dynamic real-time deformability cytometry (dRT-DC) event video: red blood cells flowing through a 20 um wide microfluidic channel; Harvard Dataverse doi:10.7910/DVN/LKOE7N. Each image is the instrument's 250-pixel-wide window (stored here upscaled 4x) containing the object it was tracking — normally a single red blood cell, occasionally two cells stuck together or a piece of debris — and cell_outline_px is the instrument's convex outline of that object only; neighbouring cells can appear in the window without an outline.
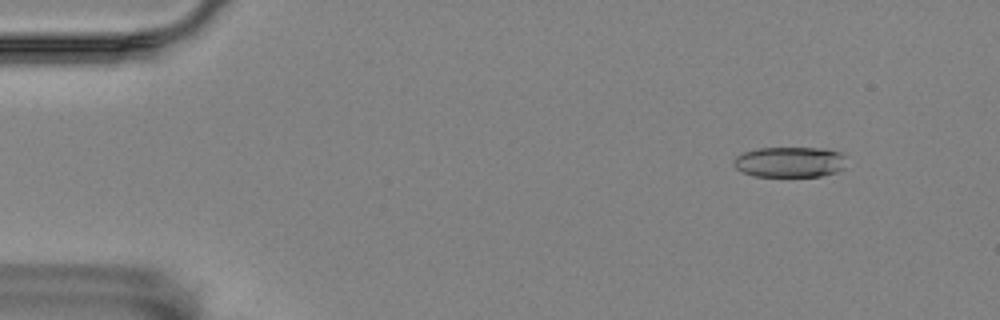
{"species": "Egyptian fruit bat (a non-hibernating species)", "species_latin": "Rousettus aegyptiacus", "temperature_condition": "room temperature", "stored_images_in_passage": 57, "camera_frame_rate_fps": 3000, "um_per_image_px": 0.085, "animal": {"sex": "female"}, "frame": {"image": 1, "passage_image": 6, "time_ms": 1.667, "image_size_px": [1000, 320], "cell_outline_px": [[844, 168], [836, 172], [820, 176], [752, 176], [736, 168], [732, 164], [732, 160], [736, 156], [744, 152], [756, 148], [824, 148], [840, 152], [844, 156]], "centroid_in_image_um": [67.1, 13.77], "position_along_channel_um": 17.9, "area_um2": 20.11}}
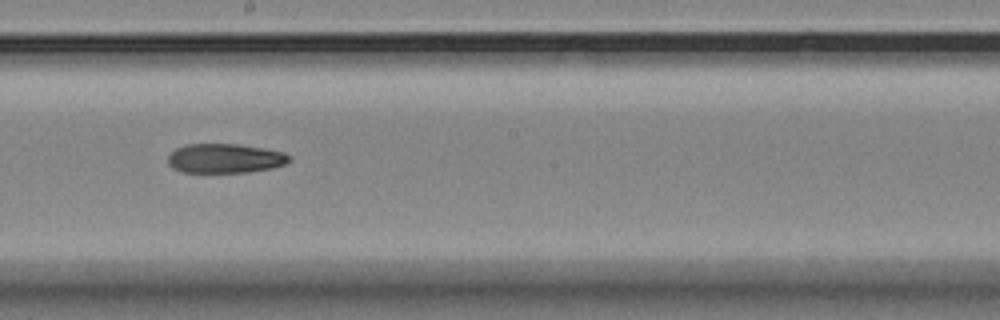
{"frame": {"image": 2, "passage_image": 32, "time_ms": 10.333, "image_size_px": [1000, 320], "cell_outline_px": [[292, 160], [284, 164], [272, 168], [248, 172], [184, 172], [172, 168], [168, 164], [168, 156], [176, 148], [188, 144], [240, 144], [264, 148], [284, 152], [292, 156]], "centroid_in_image_um": [19.15, 13.46], "position_along_channel_um": 229.0, "area_um2": 20.87}}
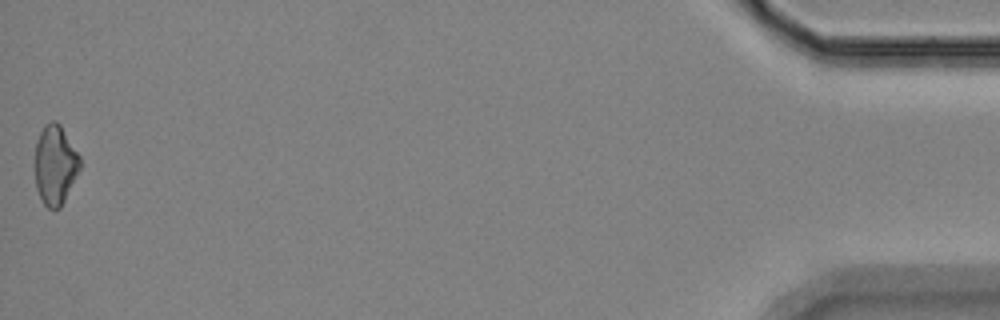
{"frame": {"image": 3, "passage_image": 57, "time_ms": 18.667, "image_size_px": [1000, 320], "cell_outline_px": [[80, 168], [60, 208], [48, 208], [44, 204], [36, 188], [36, 140], [44, 124], [52, 120], [56, 120], [60, 124], [80, 156]], "centroid_in_image_um": [4.69, 13.97], "position_along_channel_um": 430.5, "area_um2": 20.58}, "authors_computed_cell_mechanics": {"area_um2": 21.386, "velocity_mm_per_s": 3.522, "shape_relaxation_time_tau1_ms": 10.378, "shape_relaxation_time_tau2_ms": null, "deformation_change_tau1": 0.2127, "deformation_change_tau2": null}}